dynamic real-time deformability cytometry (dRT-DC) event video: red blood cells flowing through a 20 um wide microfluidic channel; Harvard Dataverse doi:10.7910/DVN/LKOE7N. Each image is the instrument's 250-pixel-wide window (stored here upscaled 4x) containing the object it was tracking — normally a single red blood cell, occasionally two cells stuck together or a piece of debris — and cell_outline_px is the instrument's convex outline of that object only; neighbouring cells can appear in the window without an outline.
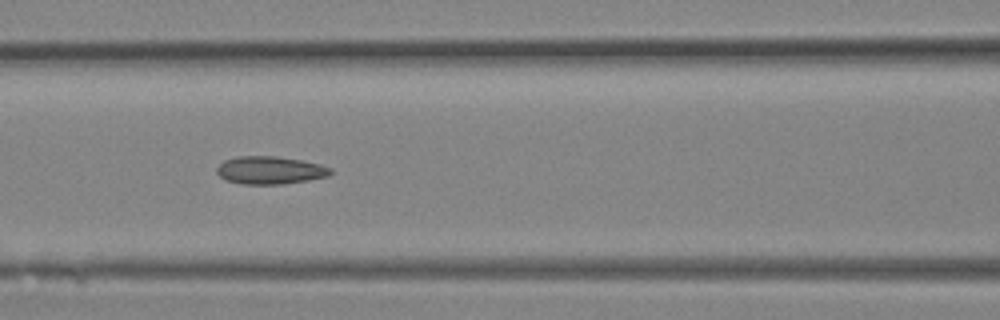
{"species": "Egyptian fruit bat (a non-hibernating species)", "species_latin": "Rousettus aegyptiacus", "temperature_condition": "room temperature", "stored_images_in_passage": 18, "camera_frame_rate_fps": 3000, "um_per_image_px": 0.085, "animal": {"sex": "female"}, "frame": {"image": 1, "passage_image": 13, "time_ms": 4.0, "image_size_px": [1000, 320], "cell_outline_px": [[332, 172], [328, 176], [308, 180], [284, 184], [240, 184], [224, 180], [216, 172], [216, 168], [224, 160], [236, 156], [276, 156], [300, 160], [320, 164], [332, 168]], "centroid_in_image_um": [22.93, 14.47], "position_along_channel_um": 143.7, "area_um2": 18.55}}
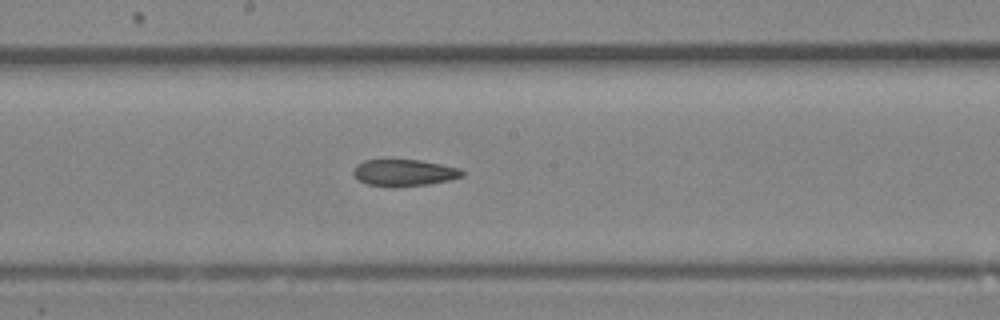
{"frame": {"image": 2, "passage_image": 16, "time_ms": 5.0, "image_size_px": [1000, 320], "cell_outline_px": [[464, 176], [452, 180], [428, 184], [392, 188], [368, 184], [360, 180], [352, 172], [356, 164], [364, 160], [420, 160], [460, 168], [464, 172]], "centroid_in_image_um": [34.37, 14.69], "position_along_channel_um": 213.8, "area_um2": 17.05}}
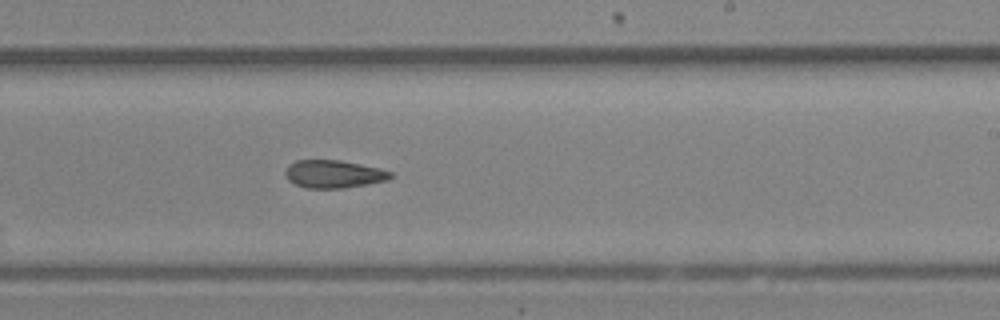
{"frame": {"image": 3, "passage_image": 18, "time_ms": 5.667, "image_size_px": [1000, 320], "cell_outline_px": [[392, 176], [388, 180], [368, 184], [344, 188], [308, 188], [296, 184], [288, 180], [284, 172], [288, 164], [296, 160], [340, 160], [380, 168], [392, 172]], "centroid_in_image_um": [28.36, 14.79], "position_along_channel_um": 260.6, "area_um2": 17.11}}